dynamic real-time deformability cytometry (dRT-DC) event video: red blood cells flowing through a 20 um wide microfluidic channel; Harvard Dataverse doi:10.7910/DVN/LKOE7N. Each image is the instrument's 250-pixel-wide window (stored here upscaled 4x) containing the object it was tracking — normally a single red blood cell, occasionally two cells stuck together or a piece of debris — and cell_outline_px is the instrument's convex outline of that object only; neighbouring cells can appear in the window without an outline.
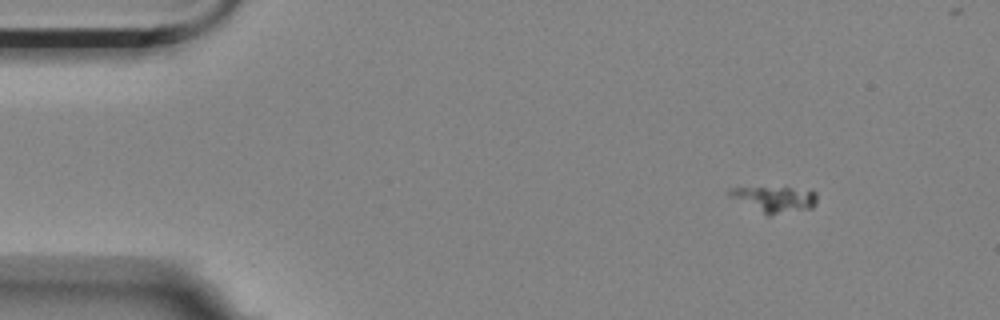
{"species": "Egyptian fruit bat (a non-hibernating species)", "species_latin": "Rousettus aegyptiacus", "temperature_condition": "room temperature", "stored_images_in_passage": 4, "camera_frame_rate_fps": 3000, "um_per_image_px": 0.085, "animal": {"sex": "female"}, "frame": {"image": 1, "passage_image": 1, "time_ms": 0.0, "image_size_px": [1000, 320], "cell_outline_px": [[816, 204], [812, 208], [772, 216], [768, 216], [732, 196], [728, 192], [732, 188], [812, 188], [816, 192]], "centroid_in_image_um": [65.99, 16.94], "position_along_channel_um": 19.0, "area_um2": 13.01}}
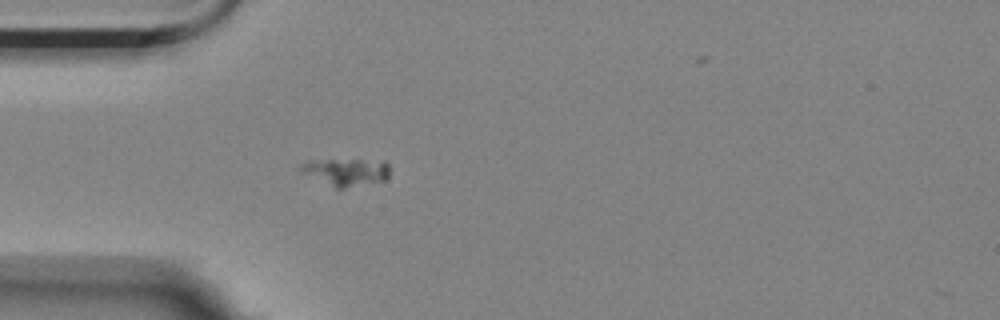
{"frame": {"image": 2, "passage_image": 4, "time_ms": 1.0, "image_size_px": [1000, 320], "cell_outline_px": [[388, 176], [384, 180], [344, 188], [336, 188], [300, 172], [300, 164], [308, 160], [384, 160], [388, 164]], "centroid_in_image_um": [29.4, 14.6], "position_along_channel_um": 55.6, "area_um2": 14.1}}